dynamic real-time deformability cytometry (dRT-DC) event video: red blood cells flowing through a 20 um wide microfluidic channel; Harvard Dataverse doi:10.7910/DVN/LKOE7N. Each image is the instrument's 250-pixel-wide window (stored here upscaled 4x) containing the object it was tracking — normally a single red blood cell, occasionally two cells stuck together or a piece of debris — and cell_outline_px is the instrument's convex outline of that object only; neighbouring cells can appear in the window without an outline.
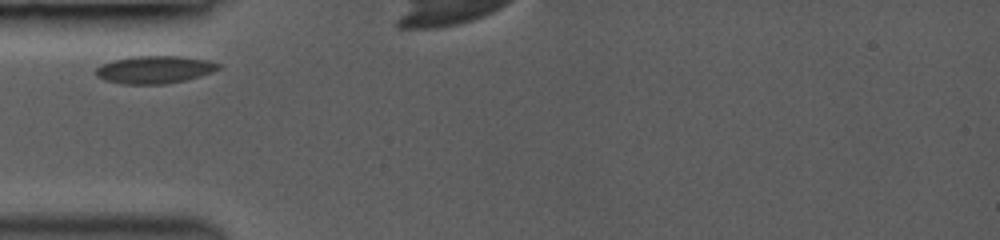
{"species": "common noctule bat (a hibernating species)", "species_latin": "Nyctalus noctula", "temperature_condition": "room temperature", "stored_images_in_passage": 4, "camera_frame_rate_fps": 3000, "um_per_image_px": 0.085, "animal": {"sex": "female", "body_mass_g": 19.0, "forearm_length_mm": 53.3}, "frame": {"image": 1, "passage_image": 1, "time_ms": 0.0, "image_size_px": [1000, 240], "cell_outline_px": [[220, 68], [212, 72], [200, 76], [184, 80], [164, 84], [120, 84], [104, 80], [96, 76], [96, 68], [112, 60], [132, 56], [180, 56], [208, 60], [220, 64]], "centroid_in_image_um": [13.13, 5.92], "position_along_channel_um": 71.9, "area_um2": 19.71}}
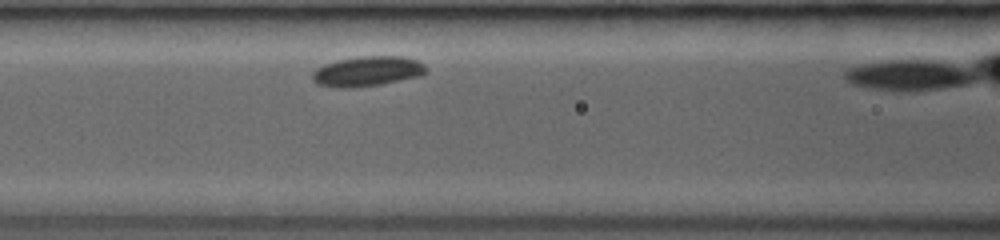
{"frame": {"image": 2, "passage_image": 3, "time_ms": 1.667, "image_size_px": [1000, 240], "cell_outline_px": [[424, 72], [420, 76], [380, 84], [348, 88], [336, 88], [316, 84], [312, 80], [312, 72], [316, 68], [324, 64], [336, 60], [360, 56], [404, 56], [416, 60], [424, 64]], "centroid_in_image_um": [31.15, 6.06], "position_along_channel_um": 135.4, "area_um2": 19.88}}